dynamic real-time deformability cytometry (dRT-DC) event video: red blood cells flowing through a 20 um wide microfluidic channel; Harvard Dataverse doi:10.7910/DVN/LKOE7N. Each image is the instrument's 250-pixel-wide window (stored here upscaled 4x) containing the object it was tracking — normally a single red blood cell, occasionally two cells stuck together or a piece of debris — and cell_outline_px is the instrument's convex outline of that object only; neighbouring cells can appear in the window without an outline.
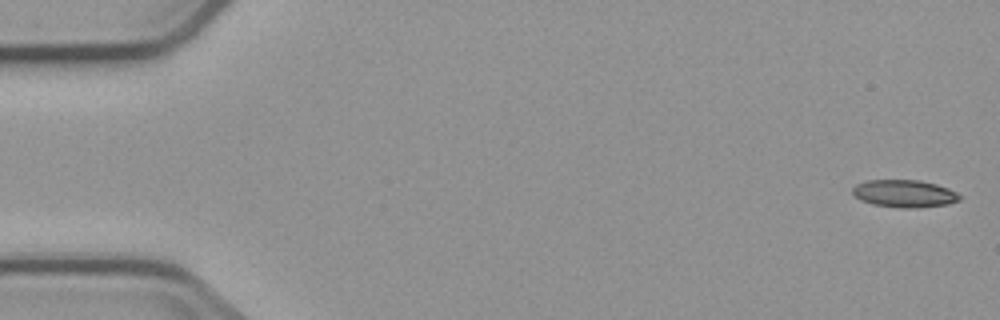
{"species": "common noctule bat (a hibernating species)", "species_latin": "Nyctalus noctula", "temperature_condition": "cold", "stored_images_in_passage": 3, "camera_frame_rate_fps": 3000, "um_per_image_px": 0.085, "animal": {"sex": "male", "body_mass_g": 23.1, "forearm_length_mm": 52.7}, "frame": {"image": 1, "passage_image": 1, "time_ms": 0.0, "image_size_px": [1000, 320], "cell_outline_px": [[960, 200], [948, 204], [916, 208], [904, 208], [872, 204], [860, 200], [852, 192], [852, 188], [856, 184], [868, 180], [920, 180], [936, 184], [948, 188], [956, 192], [960, 196]], "centroid_in_image_um": [76.87, 16.45], "position_along_channel_um": 8.1, "area_um2": 17.11}}